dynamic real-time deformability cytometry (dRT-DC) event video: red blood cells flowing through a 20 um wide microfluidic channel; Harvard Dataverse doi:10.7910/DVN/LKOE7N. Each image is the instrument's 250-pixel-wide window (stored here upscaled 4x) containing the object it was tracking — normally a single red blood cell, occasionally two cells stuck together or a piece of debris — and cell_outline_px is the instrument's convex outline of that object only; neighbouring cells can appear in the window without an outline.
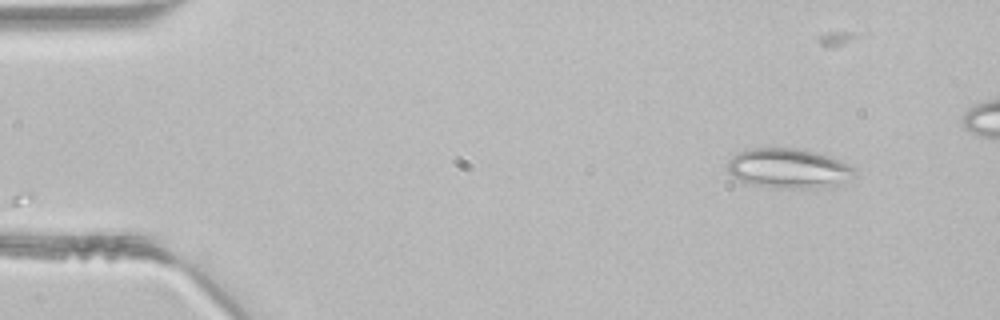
{"species": "common noctule bat (a hibernating species)", "species_latin": "Nyctalus noctula", "temperature_condition": "room temperature", "stored_images_in_passage": 39, "camera_frame_rate_fps": 3000, "um_per_image_px": 0.085, "animal": {"sex": "male", "body_mass_g": 21.5, "forearm_length_mm": 52.0}, "frame": {"image": 1, "passage_image": 1, "time_ms": 0.0, "image_size_px": [1000, 320], "cell_outline_px": [[856, 172], [840, 184], [816, 188], [776, 188], [748, 184], [732, 176], [728, 172], [728, 160], [736, 152], [744, 148], [804, 148], [820, 152], [840, 160], [848, 164]], "centroid_in_image_um": [66.98, 14.29], "position_along_channel_um": 18.0, "area_um2": 29.82}}
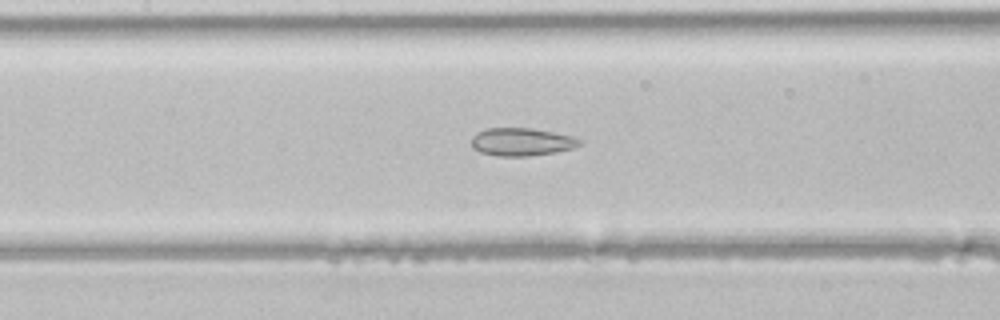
{"frame": {"image": 2, "passage_image": 17, "time_ms": 5.333, "image_size_px": [1000, 320], "cell_outline_px": [[580, 144], [572, 148], [556, 152], [528, 156], [496, 156], [480, 152], [472, 148], [472, 136], [476, 132], [484, 128], [532, 128], [572, 136], [580, 140]], "centroid_in_image_um": [44.28, 12.06], "position_along_channel_um": 163.1, "area_um2": 17.57}}
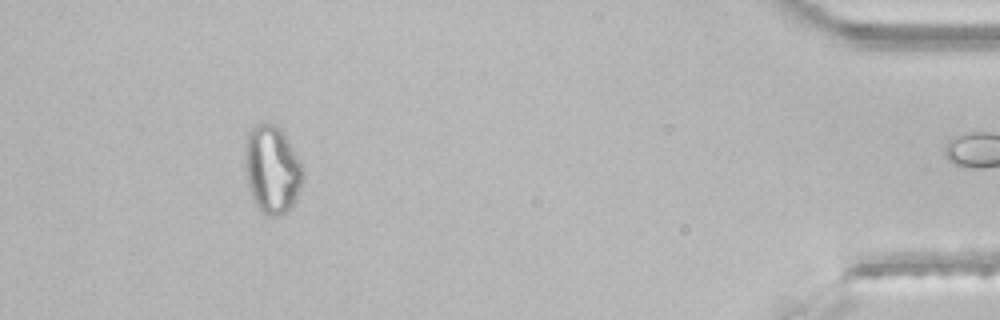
{"frame": {"image": 3, "passage_image": 38, "time_ms": 12.333, "image_size_px": [1000, 320], "cell_outline_px": [[304, 172], [300, 188], [288, 212], [280, 216], [268, 216], [260, 212], [252, 200], [248, 188], [244, 168], [244, 144], [248, 132], [256, 124], [264, 120], [276, 124], [280, 128], [300, 160], [304, 168]], "centroid_in_image_um": [23.08, 14.39], "position_along_channel_um": 412.1, "area_um2": 30.46}}